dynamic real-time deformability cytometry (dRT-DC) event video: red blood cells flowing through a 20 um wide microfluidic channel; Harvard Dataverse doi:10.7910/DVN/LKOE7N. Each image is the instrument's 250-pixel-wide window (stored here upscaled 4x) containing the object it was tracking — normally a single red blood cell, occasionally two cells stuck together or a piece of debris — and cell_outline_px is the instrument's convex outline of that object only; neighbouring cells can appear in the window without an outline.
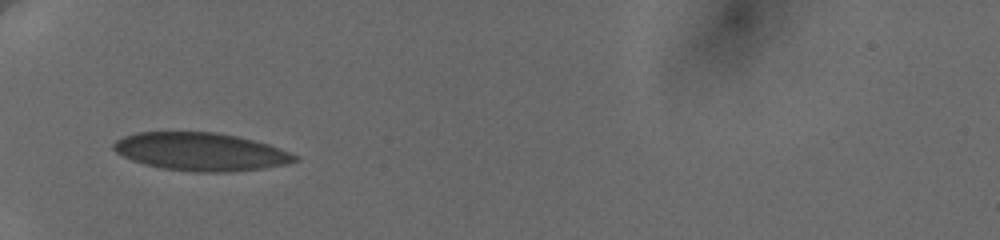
{"species": "human", "species_latin": "Homo sapiens", "temperature_condition": "cold", "stored_images_in_passage": 8, "camera_frame_rate_fps": 3000, "um_per_image_px": 0.085, "donor": {"sex": "female"}, "frame": {"image": 1, "passage_image": 1, "time_ms": 0.0, "image_size_px": [1000, 240], "cell_outline_px": [[300, 160], [288, 164], [264, 168], [228, 172], [196, 172], [164, 168], [144, 164], [132, 160], [116, 152], [112, 148], [112, 144], [116, 140], [124, 136], [136, 132], [216, 132], [236, 136], [268, 144], [300, 156]], "centroid_in_image_um": [17.08, 12.89], "position_along_channel_um": 67.9, "area_um2": 40.11}}
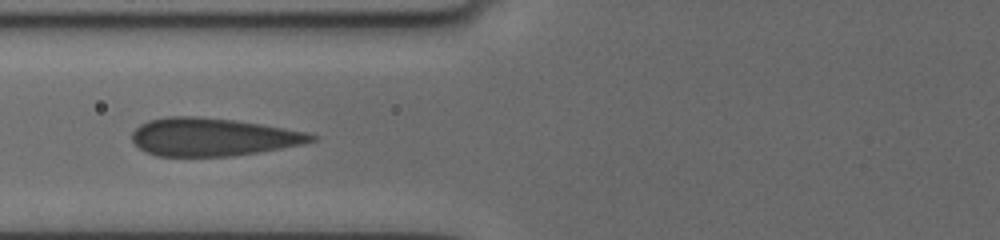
{"frame": {"image": 2, "passage_image": 7, "time_ms": 1.333, "image_size_px": [1000, 240], "cell_outline_px": [[316, 140], [304, 144], [260, 152], [232, 156], [156, 156], [144, 152], [132, 140], [132, 132], [140, 124], [148, 120], [168, 116], [196, 116], [232, 120], [260, 124], [284, 128], [304, 132], [316, 136]], "centroid_in_image_um": [18.05, 11.65], "position_along_channel_um": 107.8, "area_um2": 39.59}}